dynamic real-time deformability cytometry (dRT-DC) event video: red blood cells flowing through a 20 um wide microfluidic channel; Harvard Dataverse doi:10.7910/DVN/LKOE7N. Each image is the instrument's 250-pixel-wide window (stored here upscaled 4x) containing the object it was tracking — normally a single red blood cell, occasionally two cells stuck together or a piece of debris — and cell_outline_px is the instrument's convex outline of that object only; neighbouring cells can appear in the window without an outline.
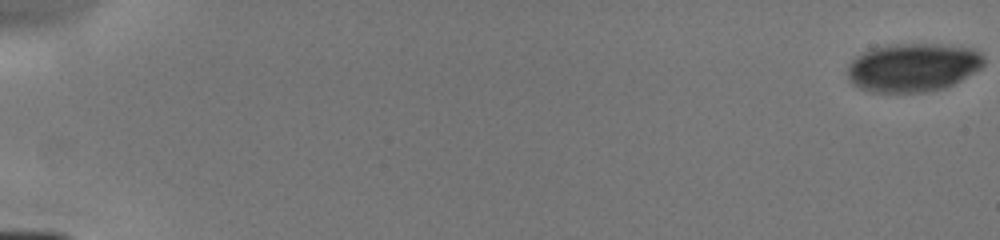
{"species": "human", "species_latin": "Homo sapiens", "temperature_condition": "cold", "stored_images_in_passage": 7, "camera_frame_rate_fps": 3000, "um_per_image_px": 0.085, "donor": {"sex": "male"}, "frame": {"image": 1, "passage_image": 1, "time_ms": 0.0, "image_size_px": [1000, 240], "cell_outline_px": [[984, 64], [980, 68], [960, 80], [944, 88], [924, 92], [872, 92], [860, 88], [852, 84], [848, 76], [848, 64], [856, 56], [872, 48], [888, 44], [944, 44], [972, 48], [980, 52], [984, 56]], "centroid_in_image_um": [77.59, 5.72], "position_along_channel_um": 7.4, "area_um2": 38.61}}
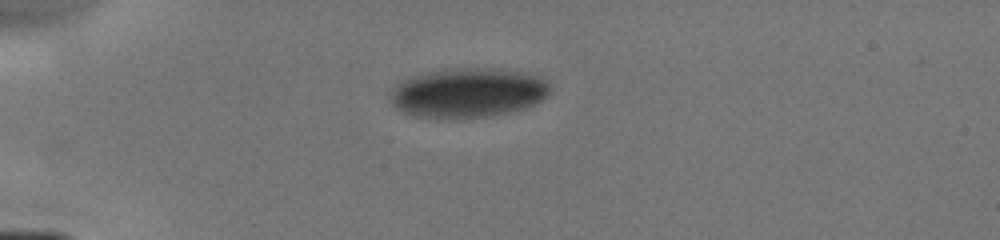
{"frame": {"image": 2, "passage_image": 5, "time_ms": 4.667, "image_size_px": [1000, 240], "cell_outline_px": [[552, 88], [540, 100], [524, 108], [508, 112], [484, 116], [416, 116], [404, 112], [396, 108], [392, 104], [388, 96], [392, 88], [404, 80], [412, 76], [428, 72], [468, 68], [492, 68], [532, 72], [544, 76]], "centroid_in_image_um": [39.83, 7.84], "position_along_channel_um": 45.2, "area_um2": 45.43}}